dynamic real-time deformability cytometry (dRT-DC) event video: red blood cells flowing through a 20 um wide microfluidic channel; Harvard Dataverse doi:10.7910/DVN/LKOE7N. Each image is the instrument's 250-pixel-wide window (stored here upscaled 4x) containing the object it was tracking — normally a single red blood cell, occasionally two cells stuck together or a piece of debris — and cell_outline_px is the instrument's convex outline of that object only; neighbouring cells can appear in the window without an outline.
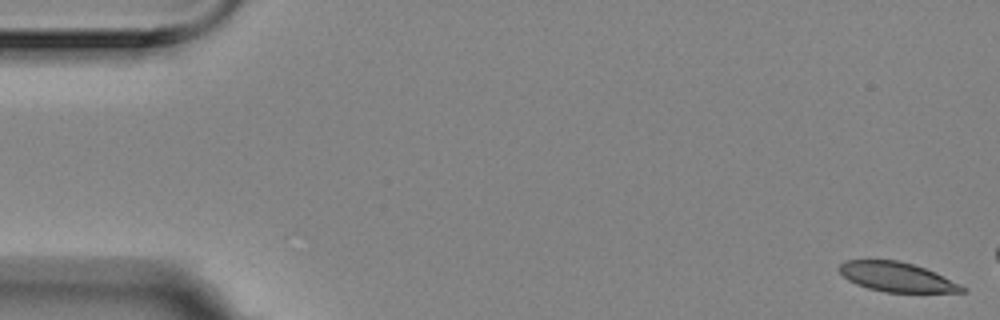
{"species": "Egyptian fruit bat (a non-hibernating species)", "species_latin": "Rousettus aegyptiacus", "temperature_condition": "room temperature", "stored_images_in_passage": 4, "camera_frame_rate_fps": 3000, "um_per_image_px": 0.085, "animal": {"sex": "female"}, "frame": {"image": 1, "passage_image": 1, "time_ms": 0.0, "image_size_px": [1000, 320], "cell_outline_px": [[968, 288], [964, 292], [884, 292], [868, 288], [856, 284], [848, 280], [840, 272], [840, 264], [844, 260], [900, 260], [936, 272]], "centroid_in_image_um": [76.24, 23.54], "position_along_channel_um": 8.8, "area_um2": 21.04}}